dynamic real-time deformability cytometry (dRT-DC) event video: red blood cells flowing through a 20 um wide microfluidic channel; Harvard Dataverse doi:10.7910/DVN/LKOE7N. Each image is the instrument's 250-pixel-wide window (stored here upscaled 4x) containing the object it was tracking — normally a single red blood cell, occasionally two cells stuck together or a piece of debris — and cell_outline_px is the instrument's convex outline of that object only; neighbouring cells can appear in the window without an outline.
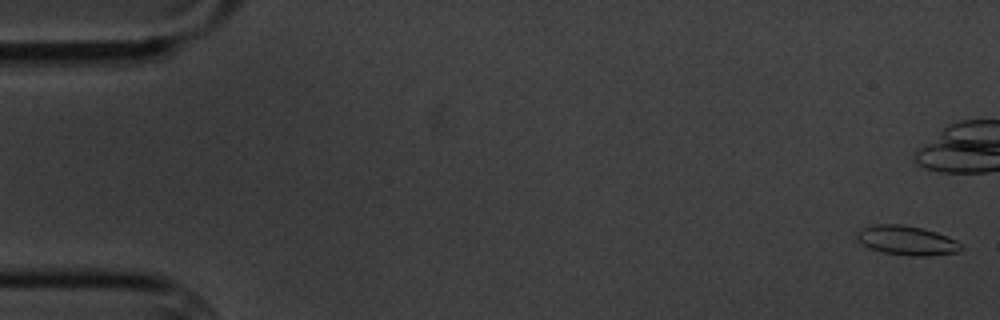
{"species": "common noctule bat (a hibernating species)", "species_latin": "Nyctalus noctula", "temperature_condition": "cold", "stored_images_in_passage": 11, "camera_frame_rate_fps": 3000, "um_per_image_px": 0.085, "animal": {"sex": "male", "body_mass_g": 20.1, "forearm_length_mm": 53.5}, "frame": {"image": 1, "passage_image": 1, "time_ms": 0.0, "image_size_px": [1000, 320], "cell_outline_px": [[960, 252], [924, 256], [908, 256], [884, 252], [868, 248], [856, 236], [856, 232], [860, 228], [876, 224], [900, 224], [920, 228], [936, 232], [956, 240], [960, 244]], "centroid_in_image_um": [77.05, 20.44], "position_along_channel_um": 7.9, "area_um2": 17.63}}